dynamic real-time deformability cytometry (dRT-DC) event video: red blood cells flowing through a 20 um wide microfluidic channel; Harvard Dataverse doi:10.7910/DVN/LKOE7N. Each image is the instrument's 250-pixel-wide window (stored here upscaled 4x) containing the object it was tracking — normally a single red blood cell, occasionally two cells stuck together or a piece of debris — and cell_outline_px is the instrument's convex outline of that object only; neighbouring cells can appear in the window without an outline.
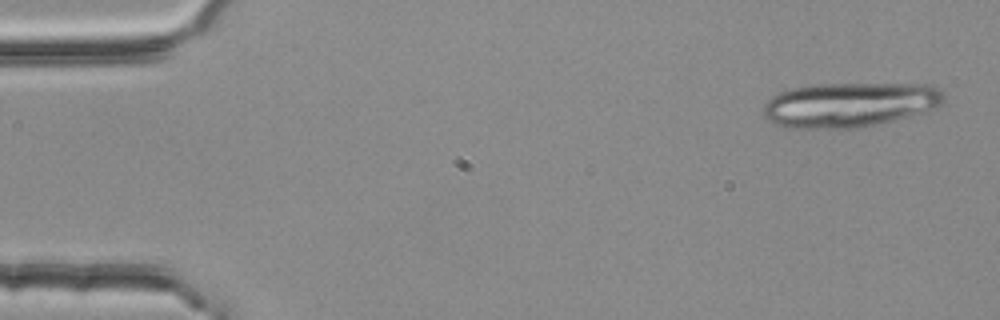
{"species": "common noctule bat (a hibernating species)", "species_latin": "Nyctalus noctula", "temperature_condition": "room temperature", "stored_images_in_passage": 4, "camera_frame_rate_fps": 3000, "um_per_image_px": 0.085, "animal": {"sex": "female", "body_mass_g": 25.1}, "frame": {"image": 1, "passage_image": 1, "time_ms": 0.0, "image_size_px": [1000, 320], "cell_outline_px": [[944, 104], [936, 108], [924, 112], [860, 128], [784, 128], [772, 124], [764, 116], [764, 104], [772, 96], [780, 92], [792, 88], [812, 84], [932, 84], [940, 88], [944, 92]], "centroid_in_image_um": [72.23, 8.9], "position_along_channel_um": 12.8, "area_um2": 47.45}}